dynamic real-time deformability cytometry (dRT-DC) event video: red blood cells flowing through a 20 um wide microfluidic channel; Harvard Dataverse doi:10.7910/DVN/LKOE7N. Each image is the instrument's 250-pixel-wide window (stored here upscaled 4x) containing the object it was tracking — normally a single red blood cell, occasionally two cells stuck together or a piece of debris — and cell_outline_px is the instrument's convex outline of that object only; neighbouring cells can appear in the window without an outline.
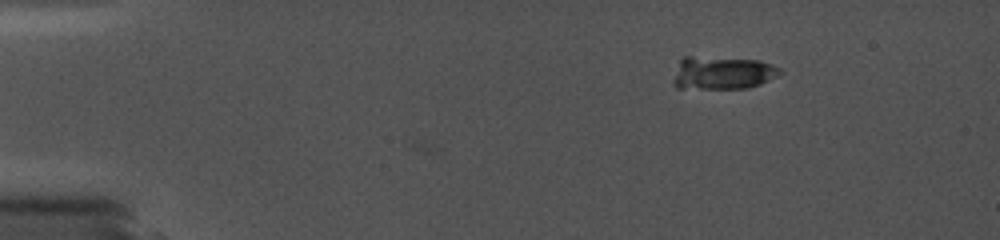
{"species": "common noctule bat (a hibernating species)", "species_latin": "Nyctalus noctula", "temperature_condition": "cold", "stored_images_in_passage": 5, "camera_frame_rate_fps": 5000, "um_per_image_px": 0.085, "animal": {"sex": "female", "body_mass_g": 19.0, "forearm_length_mm": 56.7}, "frame": {"image": 1, "passage_image": 5, "time_ms": 3.6, "image_size_px": [1000, 240], "cell_outline_px": [[784, 72], [760, 84], [748, 88], [676, 88], [672, 84], [672, 80], [680, 60], [684, 56], [692, 56], [756, 60], [772, 64], [780, 68]], "centroid_in_image_um": [61.39, 6.2], "position_along_channel_um": 23.6, "area_um2": 20.46}}